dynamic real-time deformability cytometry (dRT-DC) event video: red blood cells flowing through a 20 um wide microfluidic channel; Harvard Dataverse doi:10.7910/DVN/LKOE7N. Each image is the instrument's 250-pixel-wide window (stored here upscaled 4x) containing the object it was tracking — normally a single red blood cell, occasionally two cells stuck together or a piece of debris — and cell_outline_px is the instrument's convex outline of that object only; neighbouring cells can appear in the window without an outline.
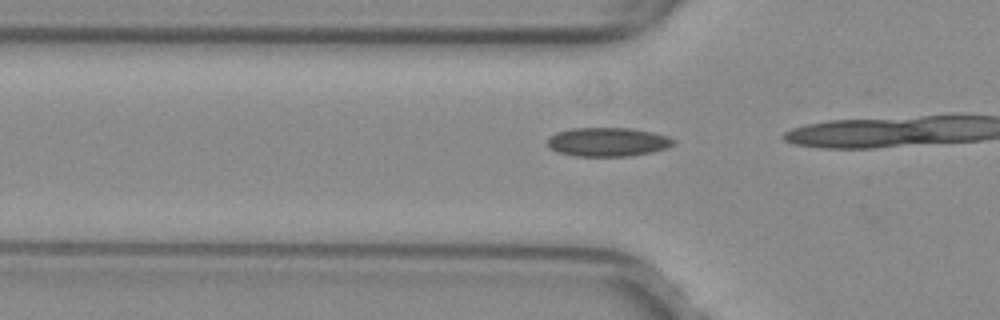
{"species": "common noctule bat (a hibernating species)", "species_latin": "Nyctalus noctula", "temperature_condition": "warm", "stored_images_in_passage": 8, "camera_frame_rate_fps": 3000, "um_per_image_px": 0.085, "animal": {"sex": "female", "body_mass_g": 29.2, "forearm_length_mm": 56.3}, "frame": {"image": 1, "passage_image": 6, "time_ms": 1.667, "image_size_px": [1000, 320], "cell_outline_px": [[676, 144], [668, 148], [652, 152], [628, 156], [576, 156], [556, 152], [548, 144], [548, 136], [556, 132], [572, 128], [632, 128], [652, 132], [668, 136], [676, 140]], "centroid_in_image_um": [51.69, 12.06], "position_along_channel_um": 74.1, "area_um2": 21.39}}